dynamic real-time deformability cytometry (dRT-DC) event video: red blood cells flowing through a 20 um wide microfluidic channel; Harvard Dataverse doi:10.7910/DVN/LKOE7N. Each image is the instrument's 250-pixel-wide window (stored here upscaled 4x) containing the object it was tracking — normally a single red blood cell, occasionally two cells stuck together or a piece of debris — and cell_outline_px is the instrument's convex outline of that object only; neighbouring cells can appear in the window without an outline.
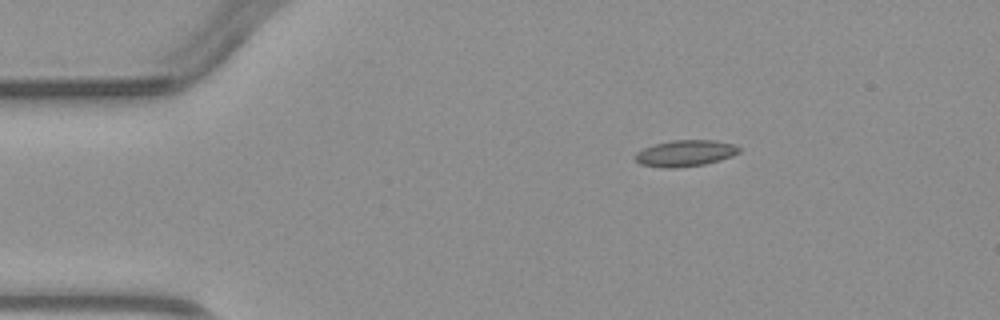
{"species": "common noctule bat (a hibernating species)", "species_latin": "Nyctalus noctula", "temperature_condition": "warm", "stored_images_in_passage": 3, "camera_frame_rate_fps": 3000, "um_per_image_px": 0.085, "animal": {"sex": "male", "body_mass_g": 23.1, "forearm_length_mm": 52.7}, "frame": {"image": 1, "passage_image": 1, "time_ms": 0.0, "image_size_px": [1000, 320], "cell_outline_px": [[740, 152], [732, 156], [720, 160], [704, 164], [672, 168], [664, 168], [640, 164], [636, 160], [636, 152], [644, 148], [656, 144], [672, 140], [716, 140], [736, 144], [740, 148]], "centroid_in_image_um": [58.29, 13.02], "position_along_channel_um": 26.7, "area_um2": 15.9}}
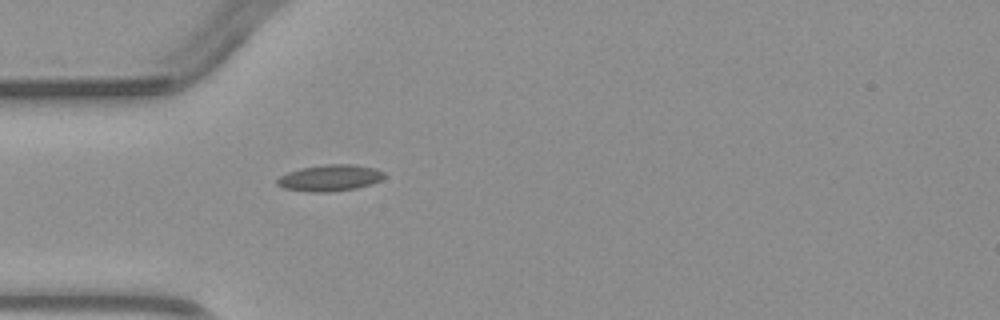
{"frame": {"image": 2, "passage_image": 3, "time_ms": 2.0, "image_size_px": [1000, 320], "cell_outline_px": [[384, 176], [380, 180], [356, 188], [328, 192], [308, 192], [284, 188], [276, 184], [276, 180], [280, 176], [288, 172], [300, 168], [324, 164], [356, 164], [376, 168], [384, 172]], "centroid_in_image_um": [28.01, 15.11], "position_along_channel_um": 57.0, "area_um2": 16.47}}